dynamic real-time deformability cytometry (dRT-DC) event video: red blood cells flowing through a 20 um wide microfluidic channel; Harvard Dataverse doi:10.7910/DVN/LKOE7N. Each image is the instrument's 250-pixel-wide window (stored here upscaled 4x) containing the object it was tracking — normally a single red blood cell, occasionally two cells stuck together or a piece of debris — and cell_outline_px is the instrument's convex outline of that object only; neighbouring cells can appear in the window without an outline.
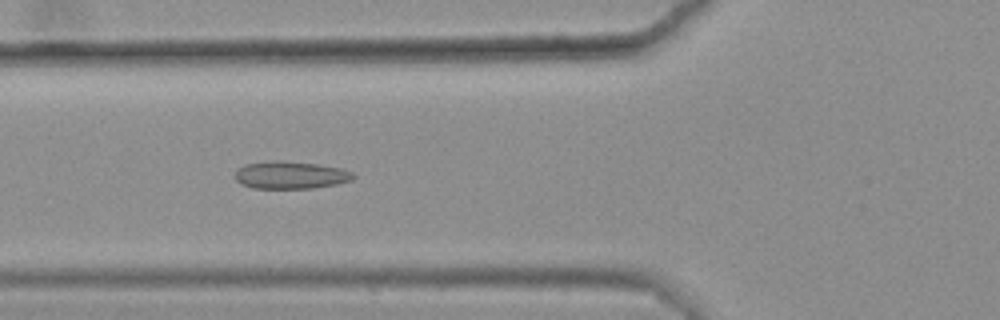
{"species": "common noctule bat (a hibernating species)", "species_latin": "Nyctalus noctula", "temperature_condition": "warm", "stored_images_in_passage": 41, "camera_frame_rate_fps": 3000, "um_per_image_px": 0.085, "animal": {"sex": "female", "body_mass_g": 25.1}, "frame": {"image": 1, "passage_image": 17, "time_ms": 5.333, "image_size_px": [1000, 320], "cell_outline_px": [[356, 176], [352, 180], [336, 184], [312, 188], [252, 188], [240, 184], [236, 180], [236, 172], [244, 164], [280, 160], [316, 164], [340, 168], [352, 172]], "centroid_in_image_um": [24.7, 14.88], "position_along_channel_um": 101.1, "area_um2": 18.79}}
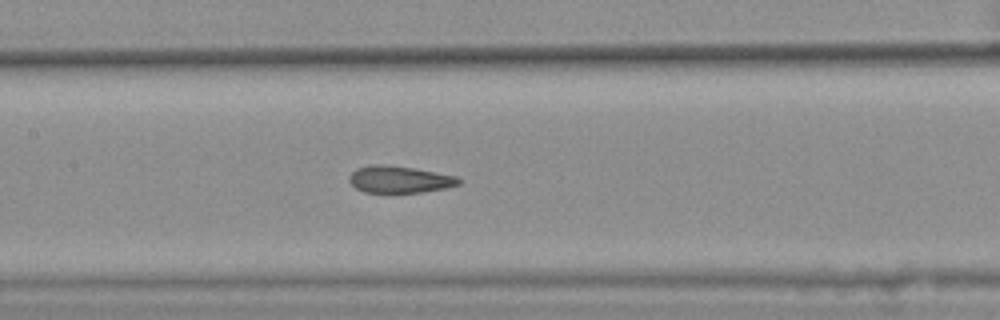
{"frame": {"image": 2, "passage_image": 23, "time_ms": 7.333, "image_size_px": [1000, 320], "cell_outline_px": [[464, 180], [460, 184], [444, 188], [424, 192], [364, 192], [356, 188], [348, 180], [348, 176], [356, 168], [368, 164], [384, 164], [412, 168], [456, 176]], "centroid_in_image_um": [33.93, 15.24], "position_along_channel_um": 173.5, "area_um2": 17.22}}
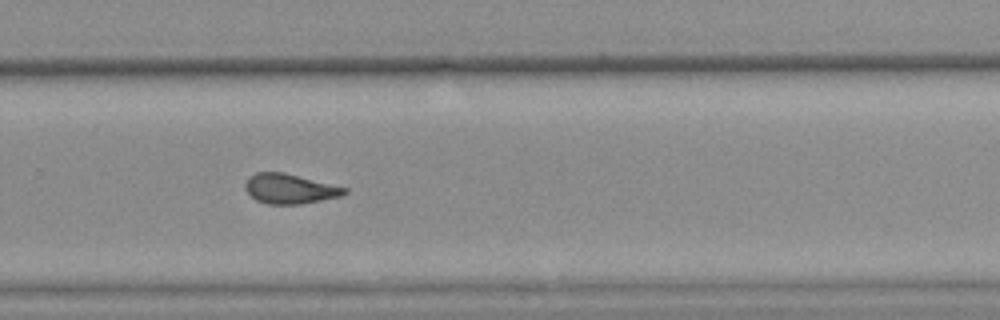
{"frame": {"image": 3, "passage_image": 34, "time_ms": 11.0, "image_size_px": [1000, 320], "cell_outline_px": [[348, 192], [340, 196], [300, 204], [268, 204], [256, 200], [244, 188], [244, 184], [248, 176], [256, 172], [284, 172], [348, 188]], "centroid_in_image_um": [24.6, 16.03], "position_along_channel_um": 305.2, "area_um2": 17.22}, "authors_computed_cell_mechanics": {"area_um2": 18.0336, "velocity_mm_per_s": 3.6075, "shape_relaxation_time_tau1_ms": null, "shape_relaxation_time_tau2_ms": 2.0864, "deformation_change_tau1": null, "deformation_change_tau2": 0.0875}}